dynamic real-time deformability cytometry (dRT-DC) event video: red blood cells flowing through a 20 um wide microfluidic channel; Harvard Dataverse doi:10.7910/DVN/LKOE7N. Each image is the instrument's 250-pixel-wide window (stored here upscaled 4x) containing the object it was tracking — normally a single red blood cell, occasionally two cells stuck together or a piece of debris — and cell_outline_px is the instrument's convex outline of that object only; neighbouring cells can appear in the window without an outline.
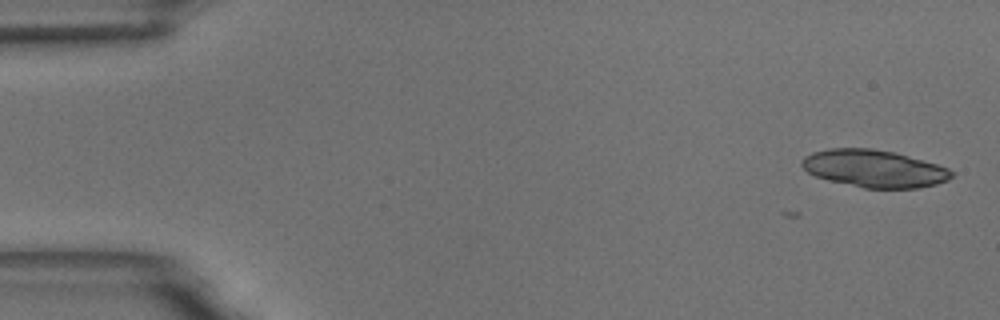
{"species": "common noctule bat (a hibernating species)", "species_latin": "Nyctalus noctula", "temperature_condition": "room temperature", "stored_images_in_passage": 5, "camera_frame_rate_fps": 3000, "um_per_image_px": 0.085, "animal": {"sex": "male", "body_mass_g": 18.8}, "frame": {"image": 1, "passage_image": 1, "time_ms": 0.0, "image_size_px": [1000, 320], "cell_outline_px": [[956, 172], [948, 180], [936, 184], [916, 188], [864, 188], [828, 180], [816, 176], [808, 172], [800, 164], [804, 156], [812, 152], [828, 148], [872, 148], [892, 152], [936, 164], [948, 168]], "centroid_in_image_um": [74.28, 14.33], "position_along_channel_um": 10.7, "area_um2": 32.48}}